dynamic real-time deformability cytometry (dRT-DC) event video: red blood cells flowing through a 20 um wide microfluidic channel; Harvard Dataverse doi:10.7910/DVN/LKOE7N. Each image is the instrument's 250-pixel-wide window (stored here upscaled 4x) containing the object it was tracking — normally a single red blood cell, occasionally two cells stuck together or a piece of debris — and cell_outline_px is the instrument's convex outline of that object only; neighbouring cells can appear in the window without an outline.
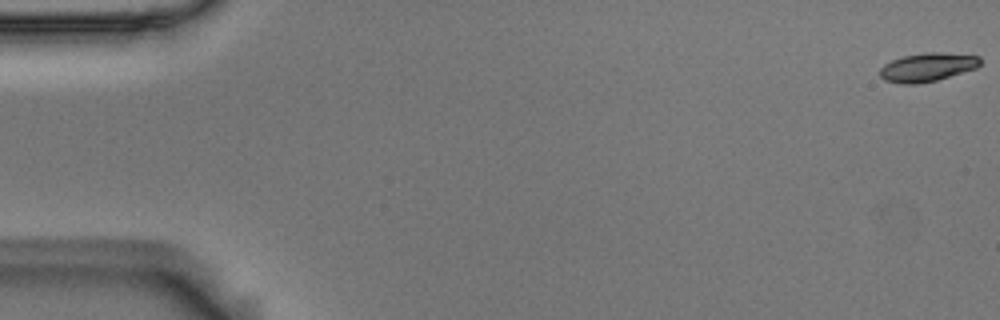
{"species": "Egyptian fruit bat (a non-hibernating species)", "species_latin": "Rousettus aegyptiacus", "temperature_condition": "room temperature", "stored_images_in_passage": 55, "camera_frame_rate_fps": 3000, "um_per_image_px": 0.085, "animal": {"sex": "male"}, "frame": {"image": 1, "passage_image": 1, "time_ms": 0.0, "image_size_px": [1000, 320], "cell_outline_px": [[980, 64], [976, 68], [936, 80], [916, 84], [900, 84], [884, 80], [880, 76], [880, 68], [884, 64], [892, 60], [904, 56], [924, 52], [940, 52], [980, 56]], "centroid_in_image_um": [78.8, 5.71], "position_along_channel_um": 6.2, "area_um2": 16.65}}
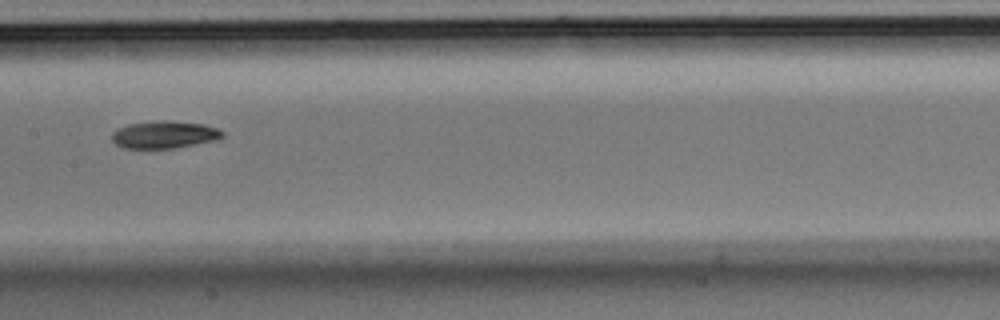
{"frame": {"image": 2, "passage_image": 28, "time_ms": 9.0, "image_size_px": [1000, 320], "cell_outline_px": [[224, 136], [212, 140], [172, 148], [124, 148], [116, 144], [112, 140], [112, 132], [128, 124], [152, 120], [172, 120], [204, 124], [216, 128], [224, 132]], "centroid_in_image_um": [13.93, 11.42], "position_along_channel_um": 193.5, "area_um2": 17.51}}
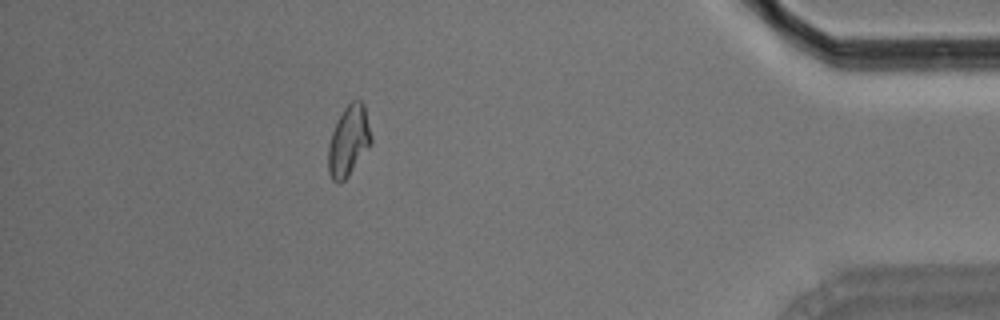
{"frame": {"image": 3, "passage_image": 49, "time_ms": 16.0, "image_size_px": [1000, 320], "cell_outline_px": [[372, 144], [348, 176], [340, 184], [336, 184], [332, 180], [328, 172], [328, 148], [332, 132], [336, 120], [344, 108], [352, 100], [360, 100], [364, 104], [372, 136]], "centroid_in_image_um": [29.64, 11.99], "position_along_channel_um": 405.6, "area_um2": 17.86}, "authors_computed_cell_mechanics": {"area_um2": 17.5134, "velocity_mm_per_s": 3.7105, "shape_relaxation_time_tau1_ms": 3.7975, "shape_relaxation_time_tau2_ms": 10.0484, "deformation_change_tau1": 0.1156, "deformation_change_tau2": 0.1432}}